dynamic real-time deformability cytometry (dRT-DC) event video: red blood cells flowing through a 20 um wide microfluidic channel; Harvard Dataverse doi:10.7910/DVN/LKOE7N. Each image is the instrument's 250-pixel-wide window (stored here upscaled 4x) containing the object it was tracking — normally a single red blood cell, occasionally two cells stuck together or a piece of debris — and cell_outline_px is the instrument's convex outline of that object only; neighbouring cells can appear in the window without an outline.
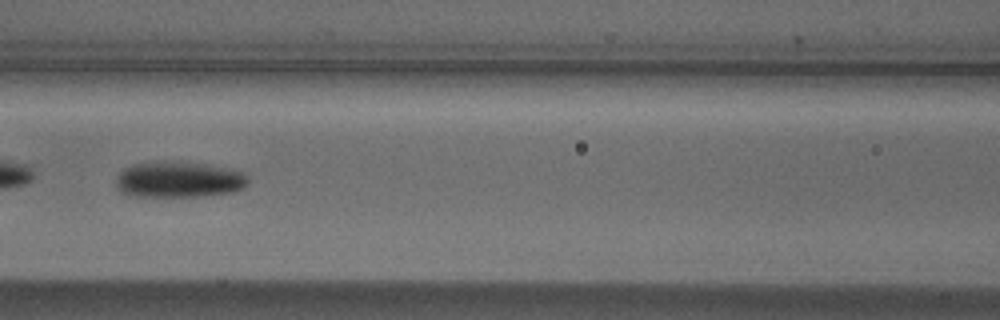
{"species": "Egyptian fruit bat (a non-hibernating species)", "species_latin": "Rousettus aegyptiacus", "temperature_condition": "cold", "stored_images_in_passage": 44, "camera_frame_rate_fps": 3000, "um_per_image_px": 0.085, "animal": {"sex": "male"}, "frame": {"image": 1, "passage_image": 13, "time_ms": 4.0, "image_size_px": [1000, 320], "cell_outline_px": [[248, 180], [244, 188], [232, 192], [204, 196], [132, 196], [120, 192], [116, 184], [116, 176], [124, 168], [132, 164], [208, 164], [244, 172], [248, 176]], "centroid_in_image_um": [15.22, 15.31], "position_along_channel_um": 151.4, "area_um2": 26.93}}
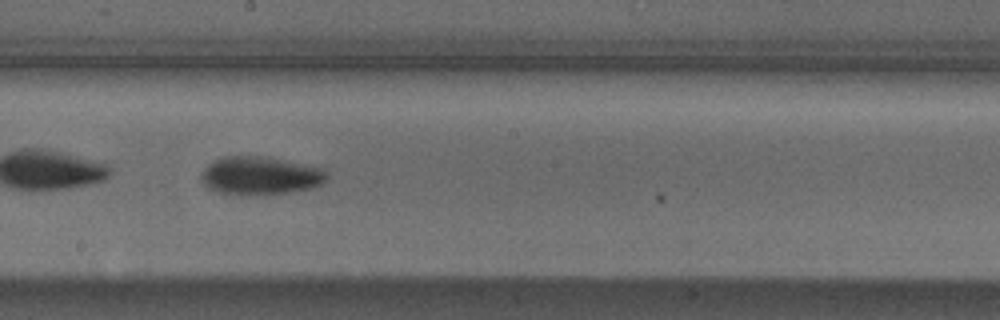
{"frame": {"image": 2, "passage_image": 19, "time_ms": 6.0, "image_size_px": [1000, 320], "cell_outline_px": [[328, 176], [324, 184], [312, 188], [288, 192], [248, 196], [240, 196], [216, 192], [208, 188], [200, 180], [200, 176], [204, 168], [208, 164], [224, 156], [268, 156], [320, 168]], "centroid_in_image_um": [22.08, 14.95], "position_along_channel_um": 226.1, "area_um2": 28.26}}
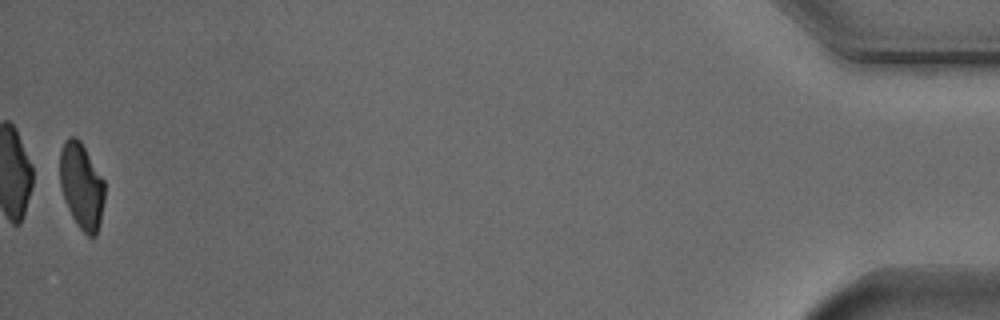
{"frame": {"image": 3, "passage_image": 43, "time_ms": 14.0, "image_size_px": [1000, 320], "cell_outline_px": [[104, 200], [100, 220], [96, 236], [88, 236], [80, 228], [72, 216], [64, 200], [60, 184], [60, 152], [64, 140], [68, 136], [76, 136], [80, 140], [104, 180]], "centroid_in_image_um": [6.92, 15.77], "position_along_channel_um": 428.3, "area_um2": 22.31}, "authors_computed_cell_mechanics": {"area_um2": 26.1256, "velocity_mm_per_s": 3.7457, "shape_relaxation_time_tau1_ms": 2.8683, "shape_relaxation_time_tau2_ms": null, "deformation_change_tau1": 0.1353, "deformation_change_tau2": null}}